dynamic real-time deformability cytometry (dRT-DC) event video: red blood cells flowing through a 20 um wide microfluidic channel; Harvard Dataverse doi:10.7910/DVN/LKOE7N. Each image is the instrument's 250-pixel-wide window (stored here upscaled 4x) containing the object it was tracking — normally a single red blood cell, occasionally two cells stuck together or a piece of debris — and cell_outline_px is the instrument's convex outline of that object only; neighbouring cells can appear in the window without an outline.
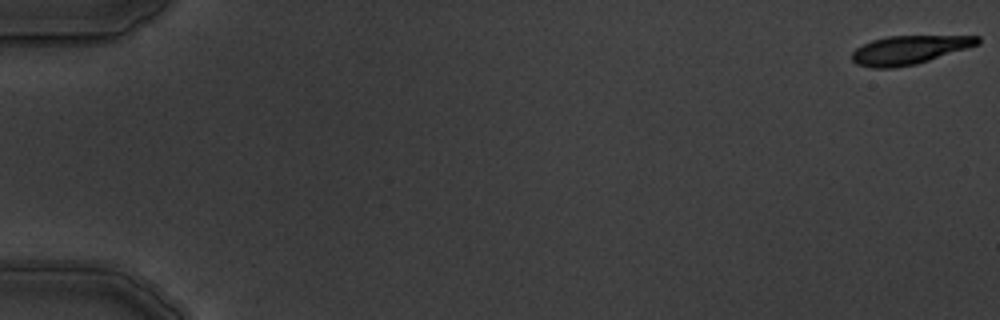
{"species": "common noctule bat (a hibernating species)", "species_latin": "Nyctalus noctula", "temperature_condition": "warm", "stored_images_in_passage": 6, "camera_frame_rate_fps": 3000, "um_per_image_px": 0.085, "animal": {"sex": "male", "body_mass_g": 19.5, "forearm_length_mm": 54.6}, "frame": {"image": 1, "passage_image": 1, "time_ms": 0.0, "image_size_px": [1000, 320], "cell_outline_px": [[980, 44], [916, 64], [892, 68], [872, 68], [856, 64], [852, 60], [852, 52], [856, 48], [872, 40], [888, 36], [980, 36]], "centroid_in_image_um": [77.26, 4.24], "position_along_channel_um": 7.7, "area_um2": 20.81}}
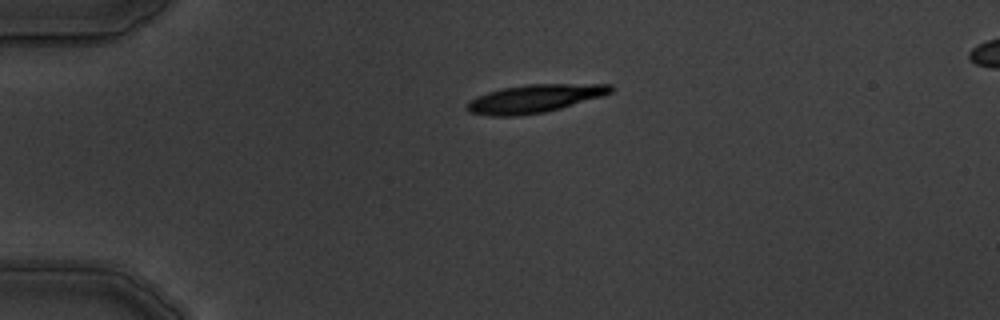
{"frame": {"image": 2, "passage_image": 4, "time_ms": 4.333, "image_size_px": [1000, 320], "cell_outline_px": [[616, 88], [612, 92], [604, 96], [560, 108], [544, 112], [512, 116], [492, 116], [468, 112], [468, 104], [476, 96], [488, 92], [504, 88], [528, 84], [612, 84]], "centroid_in_image_um": [45.51, 8.37], "position_along_channel_um": 39.5, "area_um2": 23.35}}